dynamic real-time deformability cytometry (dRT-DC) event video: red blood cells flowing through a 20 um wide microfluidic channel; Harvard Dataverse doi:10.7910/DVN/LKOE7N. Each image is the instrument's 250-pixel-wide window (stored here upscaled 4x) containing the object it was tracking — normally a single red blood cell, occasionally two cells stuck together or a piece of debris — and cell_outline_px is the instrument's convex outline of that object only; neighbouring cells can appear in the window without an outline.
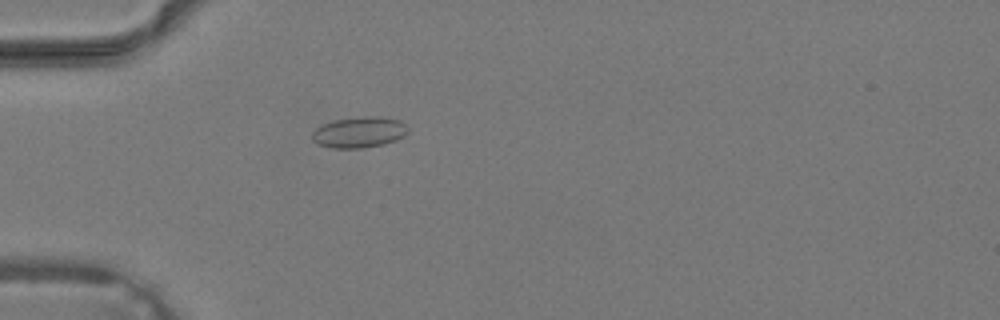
{"species": "common noctule bat (a hibernating species)", "species_latin": "Nyctalus noctula", "temperature_condition": "warm", "stored_images_in_passage": 38, "camera_frame_rate_fps": 3000, "um_per_image_px": 0.085, "animal": {"sex": "male", "body_mass_g": 19.2, "forearm_length_mm": 51.8}, "frame": {"image": 1, "passage_image": 11, "time_ms": 3.333, "image_size_px": [1000, 320], "cell_outline_px": [[408, 132], [404, 136], [396, 140], [384, 144], [364, 148], [332, 148], [320, 144], [312, 140], [312, 132], [316, 128], [324, 124], [336, 120], [360, 116], [380, 116], [400, 120], [408, 128]], "centroid_in_image_um": [30.56, 11.24], "position_along_channel_um": 54.4, "area_um2": 17.28}}
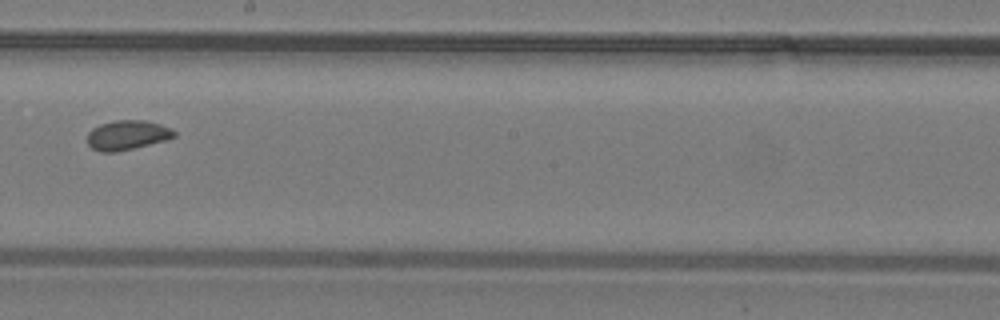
{"frame": {"image": 2, "passage_image": 22, "time_ms": 7.0, "image_size_px": [1000, 320], "cell_outline_px": [[176, 136], [168, 140], [116, 152], [100, 152], [92, 148], [88, 144], [88, 132], [92, 128], [100, 124], [116, 120], [144, 120], [160, 124], [176, 132]], "centroid_in_image_um": [10.81, 11.49], "position_along_channel_um": 237.4, "area_um2": 14.97}}
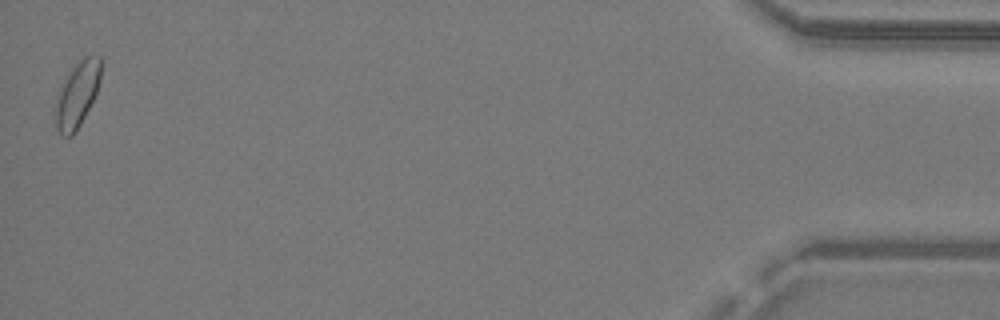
{"frame": {"image": 3, "passage_image": 38, "time_ms": 12.333, "image_size_px": [1000, 320], "cell_outline_px": [[100, 80], [96, 92], [76, 132], [72, 136], [64, 136], [56, 128], [56, 104], [60, 84], [72, 68], [80, 60], [88, 56], [100, 56]], "centroid_in_image_um": [6.55, 8.03], "position_along_channel_um": 428.7, "area_um2": 16.82}}